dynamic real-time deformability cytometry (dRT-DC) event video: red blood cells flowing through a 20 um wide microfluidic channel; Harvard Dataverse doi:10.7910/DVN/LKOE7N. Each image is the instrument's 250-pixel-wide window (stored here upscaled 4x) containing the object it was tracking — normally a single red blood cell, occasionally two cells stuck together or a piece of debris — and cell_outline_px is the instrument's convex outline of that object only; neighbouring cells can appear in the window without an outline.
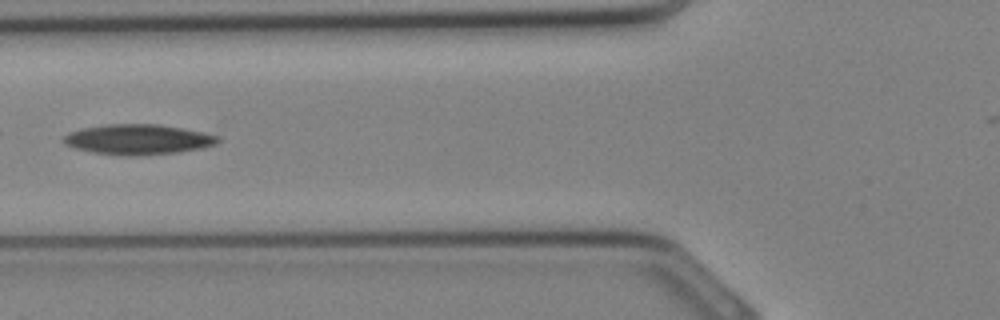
{"species": "Egyptian fruit bat (a non-hibernating species)", "species_latin": "Rousettus aegyptiacus", "temperature_condition": "cold", "stored_images_in_passage": 22, "camera_frame_rate_fps": 3000, "um_per_image_px": 0.085, "animal": {"sex": "female"}, "frame": {"image": 1, "passage_image": 4, "time_ms": 1.0, "image_size_px": [1000, 320], "cell_outline_px": [[220, 140], [216, 144], [204, 148], [180, 152], [136, 156], [124, 156], [92, 152], [76, 148], [64, 144], [64, 136], [68, 132], [84, 128], [108, 124], [156, 124], [180, 128], [220, 136]], "centroid_in_image_um": [11.75, 11.86], "position_along_channel_um": 114.1, "area_um2": 27.11}}
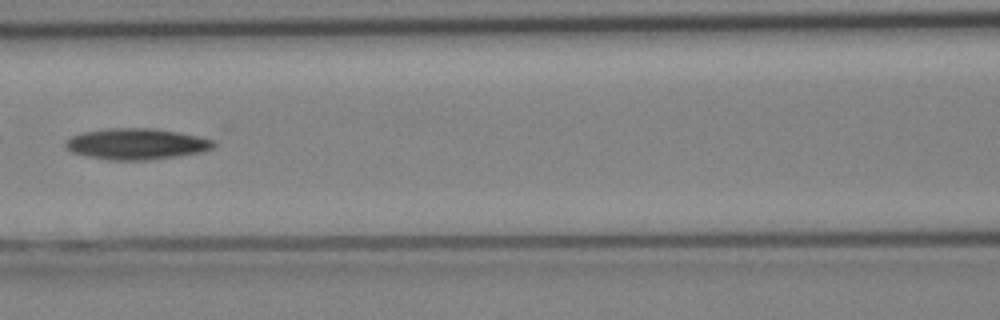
{"frame": {"image": 2, "passage_image": 6, "time_ms": 1.667, "image_size_px": [1000, 320], "cell_outline_px": [[216, 144], [212, 148], [204, 152], [148, 160], [112, 160], [88, 156], [72, 152], [64, 148], [64, 140], [72, 136], [84, 132], [104, 128], [156, 128], [196, 136], [212, 140]], "centroid_in_image_um": [11.56, 12.23], "position_along_channel_um": 155.0, "area_um2": 26.82}}